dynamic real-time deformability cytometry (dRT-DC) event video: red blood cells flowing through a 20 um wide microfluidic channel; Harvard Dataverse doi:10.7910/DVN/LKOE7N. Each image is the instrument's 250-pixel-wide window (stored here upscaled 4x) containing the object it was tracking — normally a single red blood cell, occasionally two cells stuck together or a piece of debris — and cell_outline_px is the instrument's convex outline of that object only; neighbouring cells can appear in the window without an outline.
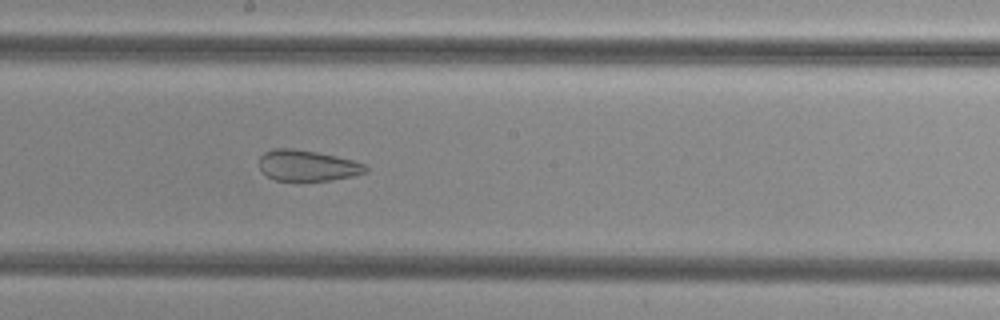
{"species": "common noctule bat (a hibernating species)", "species_latin": "Nyctalus noctula", "temperature_condition": "cold", "stored_images_in_passage": 50, "segment_of_instrument_passage": [2, 2], "camera_frame_rate_fps": 3000, "um_per_image_px": 0.085, "animal": {"sex": "female", "body_mass_g": 29.2, "forearm_length_mm": 56.3}, "frame": {"image": 1, "passage_image": 27, "time_ms": 8.667, "image_size_px": [1000, 320], "cell_outline_px": [[368, 172], [352, 176], [328, 180], [276, 180], [260, 172], [260, 156], [264, 152], [272, 148], [292, 148], [316, 152], [336, 156], [352, 160], [364, 164], [368, 168]], "centroid_in_image_um": [26.1, 14.06], "position_along_channel_um": 222.1, "area_um2": 19.07}}
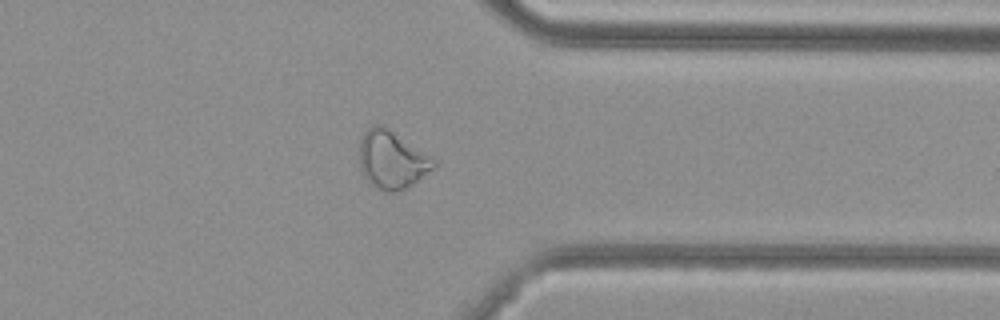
{"frame": {"image": 2, "passage_image": 39, "time_ms": 12.667, "image_size_px": [1000, 320], "cell_outline_px": [[436, 164], [432, 168], [412, 184], [404, 188], [392, 192], [384, 192], [372, 184], [360, 172], [360, 140], [364, 132], [368, 128], [376, 124], [380, 124], [388, 128], [432, 156], [436, 160]], "centroid_in_image_um": [33.29, 13.56], "position_along_channel_um": 378.1, "area_um2": 24.74}}
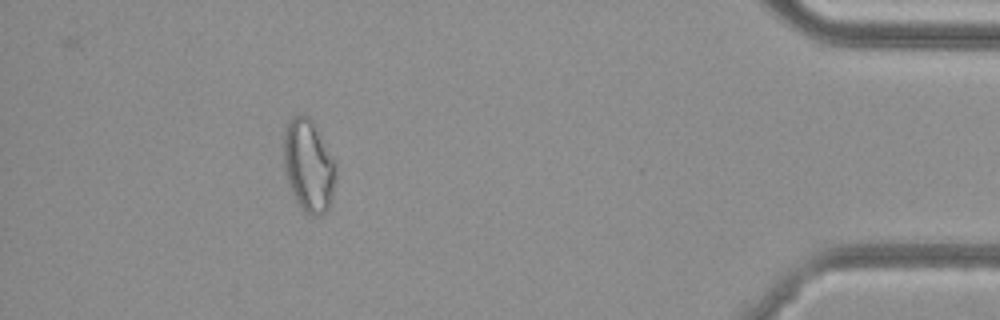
{"frame": {"image": 3, "passage_image": 45, "time_ms": 14.667, "image_size_px": [1000, 320], "cell_outline_px": [[336, 180], [328, 208], [320, 216], [308, 216], [304, 212], [296, 200], [292, 192], [284, 168], [284, 128], [292, 116], [300, 112], [308, 116], [312, 120], [336, 160]], "centroid_in_image_um": [26.24, 14.04], "position_along_channel_um": 409.0, "area_um2": 28.44}}